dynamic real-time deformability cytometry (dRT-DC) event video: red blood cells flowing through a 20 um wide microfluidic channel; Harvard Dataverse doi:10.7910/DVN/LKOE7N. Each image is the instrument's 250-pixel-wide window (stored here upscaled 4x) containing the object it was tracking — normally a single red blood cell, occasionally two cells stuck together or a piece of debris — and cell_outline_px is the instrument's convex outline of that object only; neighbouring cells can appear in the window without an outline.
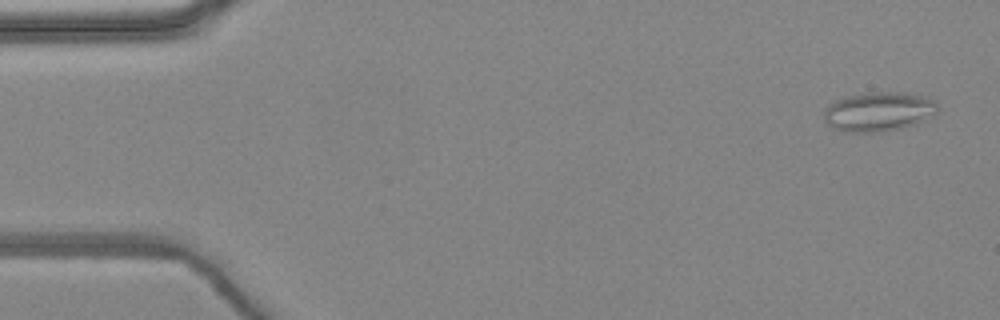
{"species": "common noctule bat (a hibernating species)", "species_latin": "Nyctalus noctula", "temperature_condition": "warm", "stored_images_in_passage": 6, "camera_frame_rate_fps": 3000, "um_per_image_px": 0.085, "animal": {"sex": "female", "body_mass_g": 24.6, "forearm_length_mm": 56.2}, "frame": {"image": 1, "passage_image": 1, "time_ms": 0.0, "image_size_px": [1000, 320], "cell_outline_px": [[936, 112], [924, 120], [916, 124], [900, 128], [880, 132], [844, 132], [832, 128], [824, 120], [824, 112], [828, 104], [836, 100], [848, 96], [872, 92], [904, 92], [928, 96], [936, 104]], "centroid_in_image_um": [74.66, 9.49], "position_along_channel_um": 10.3, "area_um2": 26.07}}
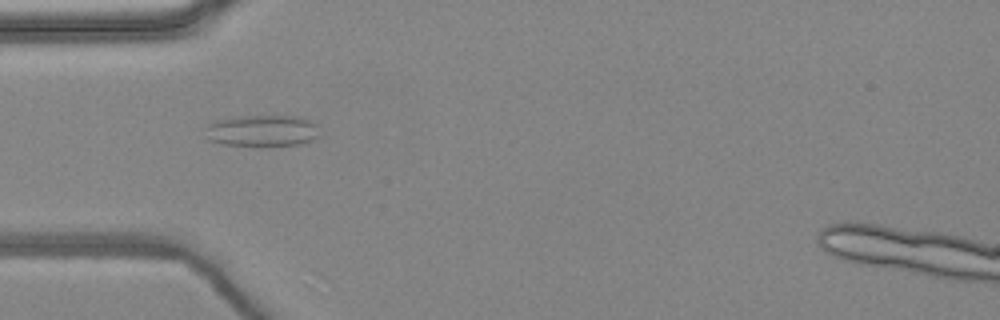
{"frame": {"image": 2, "passage_image": 5, "time_ms": 1.333, "image_size_px": [1000, 320], "cell_outline_px": [[320, 136], [312, 140], [300, 144], [268, 148], [224, 144], [208, 140], [204, 128], [212, 120], [240, 116], [300, 116], [316, 124]], "centroid_in_image_um": [22.27, 11.14], "position_along_channel_um": 62.7, "area_um2": 21.79}}